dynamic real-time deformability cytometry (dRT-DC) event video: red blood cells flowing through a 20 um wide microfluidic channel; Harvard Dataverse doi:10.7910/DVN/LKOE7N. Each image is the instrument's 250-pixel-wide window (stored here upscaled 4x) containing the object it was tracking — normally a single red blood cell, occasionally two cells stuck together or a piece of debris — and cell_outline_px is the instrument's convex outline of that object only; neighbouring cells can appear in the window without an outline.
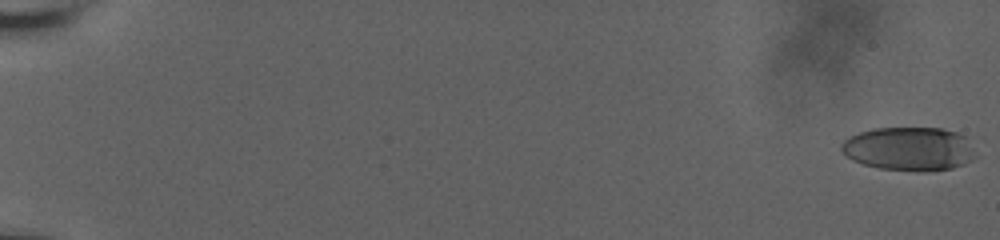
{"species": "human", "species_latin": "Homo sapiens", "temperature_condition": "room temperature", "stored_images_in_passage": 61, "camera_frame_rate_fps": 3000, "um_per_image_px": 0.085, "donor": {"sex": "male"}, "frame": {"image": 1, "passage_image": 1, "time_ms": 0.0, "image_size_px": [1000, 240], "cell_outline_px": [[976, 156], [964, 164], [952, 168], [924, 172], [920, 172], [880, 168], [864, 164], [852, 160], [840, 148], [840, 144], [844, 140], [860, 132], [872, 128], [940, 128], [956, 132], [964, 136], [972, 148]], "centroid_in_image_um": [77.27, 12.65], "position_along_channel_um": 7.7, "area_um2": 33.99}}
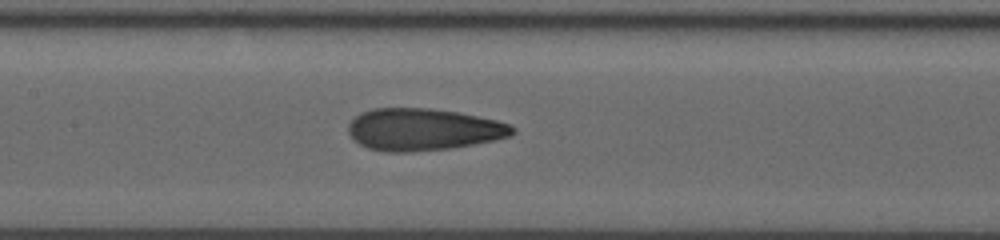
{"frame": {"image": 2, "passage_image": 33, "time_ms": 10.667, "image_size_px": [1000, 240], "cell_outline_px": [[516, 132], [512, 136], [496, 140], [448, 148], [412, 152], [384, 152], [368, 148], [360, 144], [348, 132], [348, 124], [360, 112], [372, 108], [432, 108], [456, 112], [496, 120], [508, 124], [516, 128]], "centroid_in_image_um": [35.97, 11.0], "position_along_channel_um": 171.4, "area_um2": 40.23}}
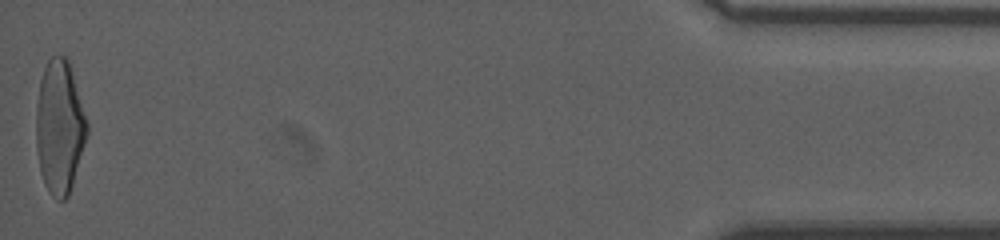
{"frame": {"image": 3, "passage_image": 61, "time_ms": 20.0, "image_size_px": [1000, 240], "cell_outline_px": [[88, 132], [72, 184], [68, 196], [64, 200], [56, 200], [48, 192], [44, 184], [40, 172], [36, 148], [36, 108], [40, 80], [44, 68], [48, 60], [52, 56], [68, 56], [88, 124]], "centroid_in_image_um": [5.05, 10.79], "position_along_channel_um": 430.1, "area_um2": 39.71}, "authors_computed_cell_mechanics": {"area_um2": 38.6104, "velocity_mm_per_s": 3.6723, "shape_relaxation_time_tau1_ms": 6.8743, "shape_relaxation_time_tau2_ms": 1.318, "deformation_change_tau1": 0.2176, "deformation_change_tau2": 0.097}}